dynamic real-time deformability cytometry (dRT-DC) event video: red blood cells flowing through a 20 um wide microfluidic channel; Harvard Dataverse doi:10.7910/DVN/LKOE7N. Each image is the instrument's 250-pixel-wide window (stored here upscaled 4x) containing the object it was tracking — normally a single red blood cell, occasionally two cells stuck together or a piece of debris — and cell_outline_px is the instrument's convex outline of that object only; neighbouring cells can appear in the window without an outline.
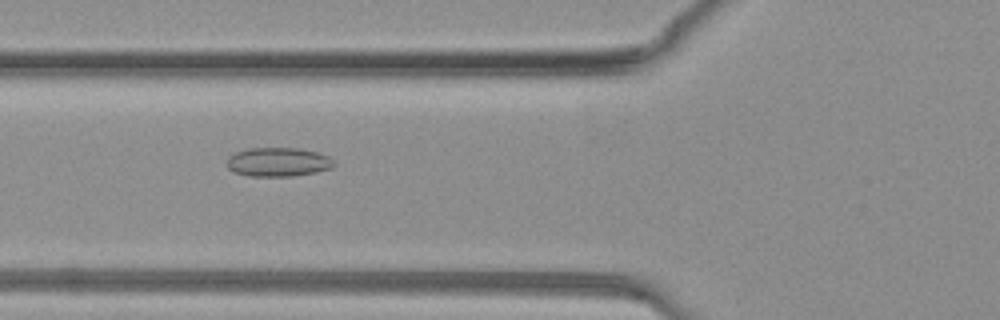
{"species": "common noctule bat (a hibernating species)", "species_latin": "Nyctalus noctula", "temperature_condition": "warm", "stored_images_in_passage": 39, "camera_frame_rate_fps": 3000, "um_per_image_px": 0.085, "animal": {"sex": "female", "body_mass_g": 19.3, "forearm_length_mm": 54.1}, "frame": {"image": 1, "passage_image": 12, "time_ms": 3.667, "image_size_px": [1000, 320], "cell_outline_px": [[336, 164], [332, 168], [316, 172], [292, 176], [248, 176], [232, 172], [228, 168], [228, 156], [236, 152], [248, 148], [300, 148], [320, 152], [328, 156]], "centroid_in_image_um": [23.65, 13.77], "position_along_channel_um": 102.1, "area_um2": 18.26}}
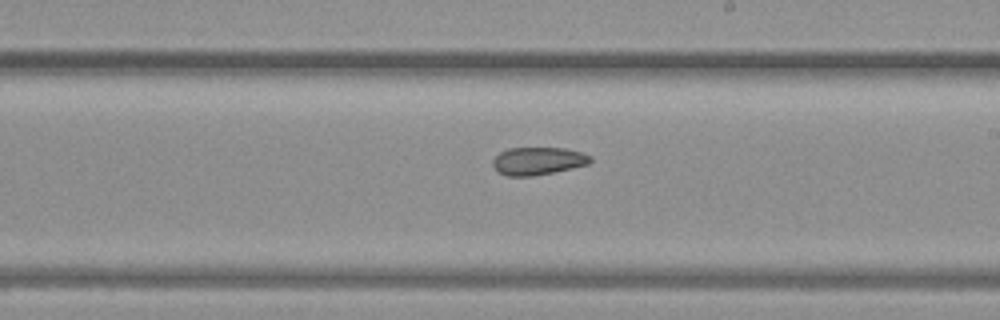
{"frame": {"image": 2, "passage_image": 21, "time_ms": 6.667, "image_size_px": [1000, 320], "cell_outline_px": [[592, 160], [588, 164], [572, 168], [532, 176], [508, 176], [496, 172], [492, 164], [492, 160], [500, 152], [508, 148], [564, 148], [584, 152], [592, 156]], "centroid_in_image_um": [45.72, 13.68], "position_along_channel_um": 243.3, "area_um2": 15.9}}
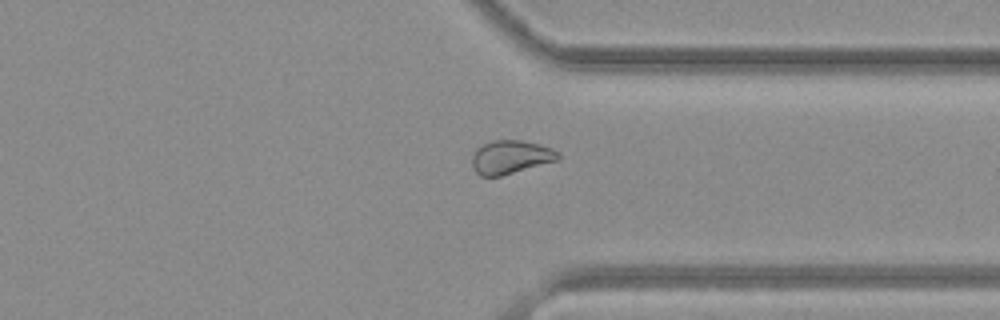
{"frame": {"image": 3, "passage_image": 29, "time_ms": 9.333, "image_size_px": [1000, 320], "cell_outline_px": [[560, 160], [500, 176], [480, 176], [472, 168], [472, 152], [480, 144], [492, 140], [520, 140], [540, 144], [552, 148], [560, 152]], "centroid_in_image_um": [43.4, 13.34], "position_along_channel_um": 368.0, "area_um2": 17.17}}